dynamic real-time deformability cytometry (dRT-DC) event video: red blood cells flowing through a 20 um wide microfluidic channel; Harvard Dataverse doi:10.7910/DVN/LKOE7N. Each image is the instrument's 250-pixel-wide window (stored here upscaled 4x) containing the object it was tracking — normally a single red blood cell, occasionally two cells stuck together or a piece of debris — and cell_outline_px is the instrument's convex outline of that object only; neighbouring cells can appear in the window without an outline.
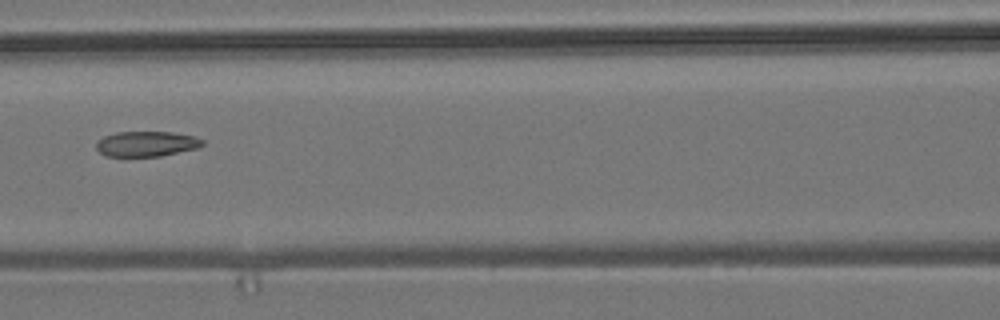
{"species": "common noctule bat (a hibernating species)", "species_latin": "Nyctalus noctula", "temperature_condition": "room temperature", "stored_images_in_passage": 3, "camera_frame_rate_fps": 3000, "um_per_image_px": 0.085, "animal": {"sex": "male", "body_mass_g": 19.2, "forearm_length_mm": 51.8}, "frame": {"image": 1, "passage_image": 3, "time_ms": 2.333, "image_size_px": [1000, 320], "cell_outline_px": [[204, 144], [200, 148], [160, 156], [104, 156], [96, 148], [96, 140], [104, 136], [116, 132], [172, 132], [196, 136], [204, 140]], "centroid_in_image_um": [12.47, 12.22], "position_along_channel_um": 154.1, "area_um2": 15.84}}